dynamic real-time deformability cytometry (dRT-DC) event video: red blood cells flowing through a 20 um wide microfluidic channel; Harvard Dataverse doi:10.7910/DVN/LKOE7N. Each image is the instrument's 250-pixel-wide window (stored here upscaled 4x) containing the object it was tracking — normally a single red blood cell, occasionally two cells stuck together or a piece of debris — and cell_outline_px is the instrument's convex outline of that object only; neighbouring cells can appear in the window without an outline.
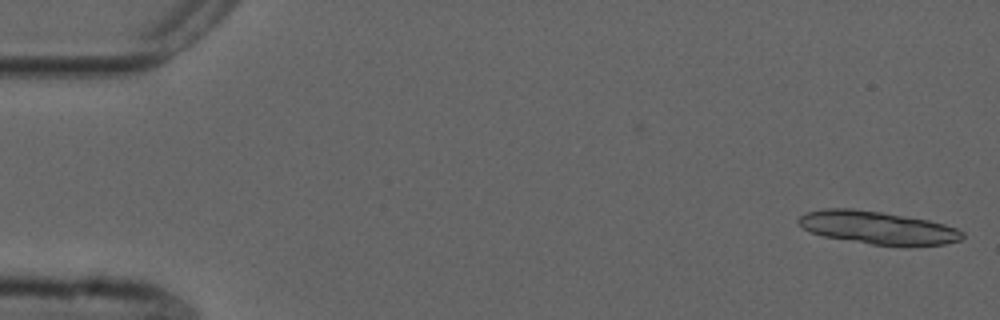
{"species": "common noctule bat (a hibernating species)", "species_latin": "Nyctalus noctula", "temperature_condition": "cold", "stored_images_in_passage": 14, "camera_frame_rate_fps": 3000, "um_per_image_px": 0.085, "animal": {"sex": "male", "forearm_length_mm": 52.5}, "frame": {"image": 1, "passage_image": 1, "time_ms": 0.0, "image_size_px": [1000, 320], "cell_outline_px": [[964, 236], [960, 240], [944, 244], [872, 244], [824, 236], [812, 232], [804, 228], [796, 220], [800, 216], [808, 212], [824, 208], [852, 208], [880, 212], [928, 220], [944, 224], [956, 228], [964, 232]], "centroid_in_image_um": [74.57, 19.32], "position_along_channel_um": 10.4, "area_um2": 30.58}}